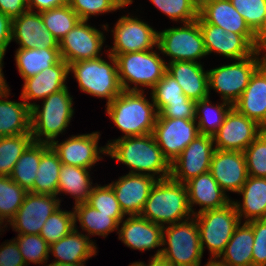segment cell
I'll list each match as a JSON object with an SVG mask.
<instances>
[{
  "label": "cell",
  "mask_w": 266,
  "mask_h": 266,
  "mask_svg": "<svg viewBox=\"0 0 266 266\" xmlns=\"http://www.w3.org/2000/svg\"><path fill=\"white\" fill-rule=\"evenodd\" d=\"M100 132L72 135L67 140H54L50 146L58 154L62 164L91 169L102 156L107 154V146L98 147Z\"/></svg>",
  "instance_id": "e0dca14e"
},
{
  "label": "cell",
  "mask_w": 266,
  "mask_h": 266,
  "mask_svg": "<svg viewBox=\"0 0 266 266\" xmlns=\"http://www.w3.org/2000/svg\"><path fill=\"white\" fill-rule=\"evenodd\" d=\"M140 215L163 227L190 219L186 185L171 177L157 180Z\"/></svg>",
  "instance_id": "7a4b0ae2"
},
{
  "label": "cell",
  "mask_w": 266,
  "mask_h": 266,
  "mask_svg": "<svg viewBox=\"0 0 266 266\" xmlns=\"http://www.w3.org/2000/svg\"><path fill=\"white\" fill-rule=\"evenodd\" d=\"M61 161L58 154L49 146L42 154L40 165L34 179L33 191L35 194L57 196V185Z\"/></svg>",
  "instance_id": "d590c367"
},
{
  "label": "cell",
  "mask_w": 266,
  "mask_h": 266,
  "mask_svg": "<svg viewBox=\"0 0 266 266\" xmlns=\"http://www.w3.org/2000/svg\"><path fill=\"white\" fill-rule=\"evenodd\" d=\"M28 11L27 0H0V12L14 19Z\"/></svg>",
  "instance_id": "f5cc1de1"
},
{
  "label": "cell",
  "mask_w": 266,
  "mask_h": 266,
  "mask_svg": "<svg viewBox=\"0 0 266 266\" xmlns=\"http://www.w3.org/2000/svg\"><path fill=\"white\" fill-rule=\"evenodd\" d=\"M68 4L79 19L85 21H88L91 15H100L122 8L115 0H69Z\"/></svg>",
  "instance_id": "c3c4849f"
},
{
  "label": "cell",
  "mask_w": 266,
  "mask_h": 266,
  "mask_svg": "<svg viewBox=\"0 0 266 266\" xmlns=\"http://www.w3.org/2000/svg\"><path fill=\"white\" fill-rule=\"evenodd\" d=\"M12 40L22 49L59 48V41L44 26L41 14L29 10L12 19Z\"/></svg>",
  "instance_id": "7402d4cb"
},
{
  "label": "cell",
  "mask_w": 266,
  "mask_h": 266,
  "mask_svg": "<svg viewBox=\"0 0 266 266\" xmlns=\"http://www.w3.org/2000/svg\"><path fill=\"white\" fill-rule=\"evenodd\" d=\"M198 16L208 24L223 28L225 32L243 35L257 50L266 47L251 31L230 0H208L199 6Z\"/></svg>",
  "instance_id": "ac0fdd59"
},
{
  "label": "cell",
  "mask_w": 266,
  "mask_h": 266,
  "mask_svg": "<svg viewBox=\"0 0 266 266\" xmlns=\"http://www.w3.org/2000/svg\"><path fill=\"white\" fill-rule=\"evenodd\" d=\"M30 110L24 101L0 99V138L31 134Z\"/></svg>",
  "instance_id": "4dcf8cb0"
},
{
  "label": "cell",
  "mask_w": 266,
  "mask_h": 266,
  "mask_svg": "<svg viewBox=\"0 0 266 266\" xmlns=\"http://www.w3.org/2000/svg\"><path fill=\"white\" fill-rule=\"evenodd\" d=\"M150 103L143 91L123 90L110 103L106 112L124 136H142L153 133L157 110L153 100Z\"/></svg>",
  "instance_id": "3957f363"
},
{
  "label": "cell",
  "mask_w": 266,
  "mask_h": 266,
  "mask_svg": "<svg viewBox=\"0 0 266 266\" xmlns=\"http://www.w3.org/2000/svg\"><path fill=\"white\" fill-rule=\"evenodd\" d=\"M156 48L163 55L171 58L169 62H198V59L207 55L197 19L183 23L182 27H172L159 31Z\"/></svg>",
  "instance_id": "30bf717a"
},
{
  "label": "cell",
  "mask_w": 266,
  "mask_h": 266,
  "mask_svg": "<svg viewBox=\"0 0 266 266\" xmlns=\"http://www.w3.org/2000/svg\"><path fill=\"white\" fill-rule=\"evenodd\" d=\"M69 64L63 59L49 68L30 78L24 79L20 98L31 108L33 103L28 100L45 99L50 94L67 87Z\"/></svg>",
  "instance_id": "cb8c5ba5"
},
{
  "label": "cell",
  "mask_w": 266,
  "mask_h": 266,
  "mask_svg": "<svg viewBox=\"0 0 266 266\" xmlns=\"http://www.w3.org/2000/svg\"><path fill=\"white\" fill-rule=\"evenodd\" d=\"M121 223V229H118L117 233L119 240L127 247L143 252L163 246V226L155 224L141 215L129 216Z\"/></svg>",
  "instance_id": "603a6c76"
},
{
  "label": "cell",
  "mask_w": 266,
  "mask_h": 266,
  "mask_svg": "<svg viewBox=\"0 0 266 266\" xmlns=\"http://www.w3.org/2000/svg\"><path fill=\"white\" fill-rule=\"evenodd\" d=\"M209 172L225 193H238L248 178L244 153L216 149Z\"/></svg>",
  "instance_id": "44dd1931"
},
{
  "label": "cell",
  "mask_w": 266,
  "mask_h": 266,
  "mask_svg": "<svg viewBox=\"0 0 266 266\" xmlns=\"http://www.w3.org/2000/svg\"><path fill=\"white\" fill-rule=\"evenodd\" d=\"M248 176L266 178V129L243 151Z\"/></svg>",
  "instance_id": "7dc6e473"
},
{
  "label": "cell",
  "mask_w": 266,
  "mask_h": 266,
  "mask_svg": "<svg viewBox=\"0 0 266 266\" xmlns=\"http://www.w3.org/2000/svg\"><path fill=\"white\" fill-rule=\"evenodd\" d=\"M61 60L59 48H18L15 53L16 66L23 79L35 76Z\"/></svg>",
  "instance_id": "1f68e13d"
},
{
  "label": "cell",
  "mask_w": 266,
  "mask_h": 266,
  "mask_svg": "<svg viewBox=\"0 0 266 266\" xmlns=\"http://www.w3.org/2000/svg\"><path fill=\"white\" fill-rule=\"evenodd\" d=\"M108 57L110 63L99 57L69 64V73L74 74L80 90L98 98H106V104L123 91L116 59L109 53Z\"/></svg>",
  "instance_id": "5b68a950"
},
{
  "label": "cell",
  "mask_w": 266,
  "mask_h": 266,
  "mask_svg": "<svg viewBox=\"0 0 266 266\" xmlns=\"http://www.w3.org/2000/svg\"><path fill=\"white\" fill-rule=\"evenodd\" d=\"M75 229L74 212L62 211L60 207L45 221L40 236L49 244H53Z\"/></svg>",
  "instance_id": "b9f144b4"
},
{
  "label": "cell",
  "mask_w": 266,
  "mask_h": 266,
  "mask_svg": "<svg viewBox=\"0 0 266 266\" xmlns=\"http://www.w3.org/2000/svg\"><path fill=\"white\" fill-rule=\"evenodd\" d=\"M219 105H211L209 97L196 101L195 119H198L197 125L199 133L213 137L224 123L225 117L232 104L222 101Z\"/></svg>",
  "instance_id": "8d00e7d4"
},
{
  "label": "cell",
  "mask_w": 266,
  "mask_h": 266,
  "mask_svg": "<svg viewBox=\"0 0 266 266\" xmlns=\"http://www.w3.org/2000/svg\"><path fill=\"white\" fill-rule=\"evenodd\" d=\"M238 194L242 195L243 202H232L240 221L242 217L245 222L266 219V178L248 176Z\"/></svg>",
  "instance_id": "f1b7e54d"
},
{
  "label": "cell",
  "mask_w": 266,
  "mask_h": 266,
  "mask_svg": "<svg viewBox=\"0 0 266 266\" xmlns=\"http://www.w3.org/2000/svg\"><path fill=\"white\" fill-rule=\"evenodd\" d=\"M207 55L218 53L233 60L253 55L257 49L241 34L225 32L221 27L204 22L198 16Z\"/></svg>",
  "instance_id": "ffe728a7"
},
{
  "label": "cell",
  "mask_w": 266,
  "mask_h": 266,
  "mask_svg": "<svg viewBox=\"0 0 266 266\" xmlns=\"http://www.w3.org/2000/svg\"><path fill=\"white\" fill-rule=\"evenodd\" d=\"M152 134L170 164L200 135L196 119L180 118H157Z\"/></svg>",
  "instance_id": "8fae6325"
},
{
  "label": "cell",
  "mask_w": 266,
  "mask_h": 266,
  "mask_svg": "<svg viewBox=\"0 0 266 266\" xmlns=\"http://www.w3.org/2000/svg\"><path fill=\"white\" fill-rule=\"evenodd\" d=\"M3 58L0 56V98L7 99V97L10 94V89L6 83V80L4 78V75L2 73V68H3Z\"/></svg>",
  "instance_id": "9f6ffc18"
},
{
  "label": "cell",
  "mask_w": 266,
  "mask_h": 266,
  "mask_svg": "<svg viewBox=\"0 0 266 266\" xmlns=\"http://www.w3.org/2000/svg\"><path fill=\"white\" fill-rule=\"evenodd\" d=\"M68 1L69 0H27V4L29 11H34L33 9H37L35 12L40 13L52 8L66 5L68 4Z\"/></svg>",
  "instance_id": "11a10c76"
},
{
  "label": "cell",
  "mask_w": 266,
  "mask_h": 266,
  "mask_svg": "<svg viewBox=\"0 0 266 266\" xmlns=\"http://www.w3.org/2000/svg\"><path fill=\"white\" fill-rule=\"evenodd\" d=\"M262 50L265 51L266 47L235 63L207 70L209 93L214 89L221 95V100L234 105L248 86L251 76L266 61V53L259 58Z\"/></svg>",
  "instance_id": "9c48e42d"
},
{
  "label": "cell",
  "mask_w": 266,
  "mask_h": 266,
  "mask_svg": "<svg viewBox=\"0 0 266 266\" xmlns=\"http://www.w3.org/2000/svg\"><path fill=\"white\" fill-rule=\"evenodd\" d=\"M12 41V19L0 12V56L4 57Z\"/></svg>",
  "instance_id": "db71d44e"
},
{
  "label": "cell",
  "mask_w": 266,
  "mask_h": 266,
  "mask_svg": "<svg viewBox=\"0 0 266 266\" xmlns=\"http://www.w3.org/2000/svg\"><path fill=\"white\" fill-rule=\"evenodd\" d=\"M61 200L53 195L27 192L22 205L8 223L18 235L40 234L45 221L60 207Z\"/></svg>",
  "instance_id": "2e32d148"
},
{
  "label": "cell",
  "mask_w": 266,
  "mask_h": 266,
  "mask_svg": "<svg viewBox=\"0 0 266 266\" xmlns=\"http://www.w3.org/2000/svg\"><path fill=\"white\" fill-rule=\"evenodd\" d=\"M162 245L153 257L161 256L174 266H201L203 252L195 217L164 226Z\"/></svg>",
  "instance_id": "8992f818"
},
{
  "label": "cell",
  "mask_w": 266,
  "mask_h": 266,
  "mask_svg": "<svg viewBox=\"0 0 266 266\" xmlns=\"http://www.w3.org/2000/svg\"><path fill=\"white\" fill-rule=\"evenodd\" d=\"M195 1V3L198 5V6H200L202 3H204V2H206V1H208V0H194Z\"/></svg>",
  "instance_id": "be15d7a7"
},
{
  "label": "cell",
  "mask_w": 266,
  "mask_h": 266,
  "mask_svg": "<svg viewBox=\"0 0 266 266\" xmlns=\"http://www.w3.org/2000/svg\"><path fill=\"white\" fill-rule=\"evenodd\" d=\"M85 263H76V264H66V263H57V262H52L48 265L45 266H86L84 265Z\"/></svg>",
  "instance_id": "680465c9"
},
{
  "label": "cell",
  "mask_w": 266,
  "mask_h": 266,
  "mask_svg": "<svg viewBox=\"0 0 266 266\" xmlns=\"http://www.w3.org/2000/svg\"><path fill=\"white\" fill-rule=\"evenodd\" d=\"M87 203L101 213L111 214V217H113L119 225L125 218L115 193L109 184L104 186H93Z\"/></svg>",
  "instance_id": "ee69618b"
},
{
  "label": "cell",
  "mask_w": 266,
  "mask_h": 266,
  "mask_svg": "<svg viewBox=\"0 0 266 266\" xmlns=\"http://www.w3.org/2000/svg\"><path fill=\"white\" fill-rule=\"evenodd\" d=\"M148 266H174L170 262L163 259L161 256L159 257H151Z\"/></svg>",
  "instance_id": "6f0895ef"
},
{
  "label": "cell",
  "mask_w": 266,
  "mask_h": 266,
  "mask_svg": "<svg viewBox=\"0 0 266 266\" xmlns=\"http://www.w3.org/2000/svg\"><path fill=\"white\" fill-rule=\"evenodd\" d=\"M14 240L19 246L26 266L30 262L34 264H47L50 245L39 234L17 235Z\"/></svg>",
  "instance_id": "7bdbcfd3"
},
{
  "label": "cell",
  "mask_w": 266,
  "mask_h": 266,
  "mask_svg": "<svg viewBox=\"0 0 266 266\" xmlns=\"http://www.w3.org/2000/svg\"><path fill=\"white\" fill-rule=\"evenodd\" d=\"M251 31L266 45V0H230Z\"/></svg>",
  "instance_id": "74e56055"
},
{
  "label": "cell",
  "mask_w": 266,
  "mask_h": 266,
  "mask_svg": "<svg viewBox=\"0 0 266 266\" xmlns=\"http://www.w3.org/2000/svg\"><path fill=\"white\" fill-rule=\"evenodd\" d=\"M89 171L83 167L62 164L59 172L57 196L61 193L70 194L75 199V205L87 202L93 188Z\"/></svg>",
  "instance_id": "d6a6232c"
},
{
  "label": "cell",
  "mask_w": 266,
  "mask_h": 266,
  "mask_svg": "<svg viewBox=\"0 0 266 266\" xmlns=\"http://www.w3.org/2000/svg\"><path fill=\"white\" fill-rule=\"evenodd\" d=\"M157 178L128 173L110 183L124 215H140Z\"/></svg>",
  "instance_id": "d6986e66"
},
{
  "label": "cell",
  "mask_w": 266,
  "mask_h": 266,
  "mask_svg": "<svg viewBox=\"0 0 266 266\" xmlns=\"http://www.w3.org/2000/svg\"><path fill=\"white\" fill-rule=\"evenodd\" d=\"M74 221L80 222L81 229L89 235L106 237L109 233L119 229V223L111 217V214H104L97 211L87 202L74 205Z\"/></svg>",
  "instance_id": "e575fe53"
},
{
  "label": "cell",
  "mask_w": 266,
  "mask_h": 266,
  "mask_svg": "<svg viewBox=\"0 0 266 266\" xmlns=\"http://www.w3.org/2000/svg\"><path fill=\"white\" fill-rule=\"evenodd\" d=\"M111 141L106 144L107 155L127 165L129 173L150 175L158 180L170 177L171 164L163 156L152 133L122 136Z\"/></svg>",
  "instance_id": "6da1fadb"
},
{
  "label": "cell",
  "mask_w": 266,
  "mask_h": 266,
  "mask_svg": "<svg viewBox=\"0 0 266 266\" xmlns=\"http://www.w3.org/2000/svg\"><path fill=\"white\" fill-rule=\"evenodd\" d=\"M188 192V202L193 215V206L199 205L201 208L198 213L210 210L219 209L226 206L232 200L222 190L210 172L194 177L185 183Z\"/></svg>",
  "instance_id": "484cf974"
},
{
  "label": "cell",
  "mask_w": 266,
  "mask_h": 266,
  "mask_svg": "<svg viewBox=\"0 0 266 266\" xmlns=\"http://www.w3.org/2000/svg\"><path fill=\"white\" fill-rule=\"evenodd\" d=\"M111 32L114 46L107 51L110 55L148 51L157 46L158 31L137 17L122 16Z\"/></svg>",
  "instance_id": "7c38bea8"
},
{
  "label": "cell",
  "mask_w": 266,
  "mask_h": 266,
  "mask_svg": "<svg viewBox=\"0 0 266 266\" xmlns=\"http://www.w3.org/2000/svg\"><path fill=\"white\" fill-rule=\"evenodd\" d=\"M253 230V266H266V219L247 222Z\"/></svg>",
  "instance_id": "681fc988"
},
{
  "label": "cell",
  "mask_w": 266,
  "mask_h": 266,
  "mask_svg": "<svg viewBox=\"0 0 266 266\" xmlns=\"http://www.w3.org/2000/svg\"><path fill=\"white\" fill-rule=\"evenodd\" d=\"M213 146V137L198 135L171 163L170 177L185 184L190 179L209 172L211 159L216 150Z\"/></svg>",
  "instance_id": "4fadbf2b"
},
{
  "label": "cell",
  "mask_w": 266,
  "mask_h": 266,
  "mask_svg": "<svg viewBox=\"0 0 266 266\" xmlns=\"http://www.w3.org/2000/svg\"><path fill=\"white\" fill-rule=\"evenodd\" d=\"M2 224H3V222L0 220V230H3V229H1V228H3Z\"/></svg>",
  "instance_id": "e7e4bbea"
},
{
  "label": "cell",
  "mask_w": 266,
  "mask_h": 266,
  "mask_svg": "<svg viewBox=\"0 0 266 266\" xmlns=\"http://www.w3.org/2000/svg\"><path fill=\"white\" fill-rule=\"evenodd\" d=\"M264 128L232 107L213 136L215 149L243 152Z\"/></svg>",
  "instance_id": "9a60e30c"
},
{
  "label": "cell",
  "mask_w": 266,
  "mask_h": 266,
  "mask_svg": "<svg viewBox=\"0 0 266 266\" xmlns=\"http://www.w3.org/2000/svg\"><path fill=\"white\" fill-rule=\"evenodd\" d=\"M104 33L80 20L64 38L59 41L61 57L68 64L80 60L96 59L104 43Z\"/></svg>",
  "instance_id": "5bb4252c"
},
{
  "label": "cell",
  "mask_w": 266,
  "mask_h": 266,
  "mask_svg": "<svg viewBox=\"0 0 266 266\" xmlns=\"http://www.w3.org/2000/svg\"><path fill=\"white\" fill-rule=\"evenodd\" d=\"M44 26L60 41L80 21L69 4L40 12Z\"/></svg>",
  "instance_id": "f35d334b"
},
{
  "label": "cell",
  "mask_w": 266,
  "mask_h": 266,
  "mask_svg": "<svg viewBox=\"0 0 266 266\" xmlns=\"http://www.w3.org/2000/svg\"><path fill=\"white\" fill-rule=\"evenodd\" d=\"M50 146L48 143L32 142L13 167L10 178L26 192L33 191L34 179L40 165L41 154Z\"/></svg>",
  "instance_id": "836d02e7"
},
{
  "label": "cell",
  "mask_w": 266,
  "mask_h": 266,
  "mask_svg": "<svg viewBox=\"0 0 266 266\" xmlns=\"http://www.w3.org/2000/svg\"><path fill=\"white\" fill-rule=\"evenodd\" d=\"M121 7H125L133 3V0H115Z\"/></svg>",
  "instance_id": "91938a15"
},
{
  "label": "cell",
  "mask_w": 266,
  "mask_h": 266,
  "mask_svg": "<svg viewBox=\"0 0 266 266\" xmlns=\"http://www.w3.org/2000/svg\"><path fill=\"white\" fill-rule=\"evenodd\" d=\"M32 142V134L0 138V176H10L14 165Z\"/></svg>",
  "instance_id": "ab89813d"
},
{
  "label": "cell",
  "mask_w": 266,
  "mask_h": 266,
  "mask_svg": "<svg viewBox=\"0 0 266 266\" xmlns=\"http://www.w3.org/2000/svg\"><path fill=\"white\" fill-rule=\"evenodd\" d=\"M173 21L188 23L198 19L199 6L194 0H150Z\"/></svg>",
  "instance_id": "bcb514c9"
},
{
  "label": "cell",
  "mask_w": 266,
  "mask_h": 266,
  "mask_svg": "<svg viewBox=\"0 0 266 266\" xmlns=\"http://www.w3.org/2000/svg\"><path fill=\"white\" fill-rule=\"evenodd\" d=\"M151 99L155 104L157 113H159L169 102L190 100L178 82L168 72L151 89Z\"/></svg>",
  "instance_id": "f6af8a7d"
},
{
  "label": "cell",
  "mask_w": 266,
  "mask_h": 266,
  "mask_svg": "<svg viewBox=\"0 0 266 266\" xmlns=\"http://www.w3.org/2000/svg\"><path fill=\"white\" fill-rule=\"evenodd\" d=\"M233 107L266 129V61L251 76Z\"/></svg>",
  "instance_id": "d4e9b609"
},
{
  "label": "cell",
  "mask_w": 266,
  "mask_h": 266,
  "mask_svg": "<svg viewBox=\"0 0 266 266\" xmlns=\"http://www.w3.org/2000/svg\"><path fill=\"white\" fill-rule=\"evenodd\" d=\"M72 99L66 87L47 96L43 100L41 110L40 105L33 103L30 120L34 142L51 144L65 131L74 114Z\"/></svg>",
  "instance_id": "277c9868"
},
{
  "label": "cell",
  "mask_w": 266,
  "mask_h": 266,
  "mask_svg": "<svg viewBox=\"0 0 266 266\" xmlns=\"http://www.w3.org/2000/svg\"><path fill=\"white\" fill-rule=\"evenodd\" d=\"M196 101L193 99L169 102L157 115V118L195 119Z\"/></svg>",
  "instance_id": "f907efd6"
},
{
  "label": "cell",
  "mask_w": 266,
  "mask_h": 266,
  "mask_svg": "<svg viewBox=\"0 0 266 266\" xmlns=\"http://www.w3.org/2000/svg\"><path fill=\"white\" fill-rule=\"evenodd\" d=\"M2 246V247H1ZM0 246V266H26L17 242L13 239Z\"/></svg>",
  "instance_id": "816d5d0a"
},
{
  "label": "cell",
  "mask_w": 266,
  "mask_h": 266,
  "mask_svg": "<svg viewBox=\"0 0 266 266\" xmlns=\"http://www.w3.org/2000/svg\"><path fill=\"white\" fill-rule=\"evenodd\" d=\"M26 191L9 176H0V220L10 222L23 203ZM7 220V221H6Z\"/></svg>",
  "instance_id": "60d3db41"
},
{
  "label": "cell",
  "mask_w": 266,
  "mask_h": 266,
  "mask_svg": "<svg viewBox=\"0 0 266 266\" xmlns=\"http://www.w3.org/2000/svg\"><path fill=\"white\" fill-rule=\"evenodd\" d=\"M253 242L252 227L247 222L241 226L240 222L220 255V260L216 261L222 266H253Z\"/></svg>",
  "instance_id": "f546056e"
},
{
  "label": "cell",
  "mask_w": 266,
  "mask_h": 266,
  "mask_svg": "<svg viewBox=\"0 0 266 266\" xmlns=\"http://www.w3.org/2000/svg\"><path fill=\"white\" fill-rule=\"evenodd\" d=\"M76 227L75 225L74 230L50 245L49 252L56 258L53 262L85 263L89 258L96 255L97 247L94 242L86 234L79 233Z\"/></svg>",
  "instance_id": "83f0119b"
},
{
  "label": "cell",
  "mask_w": 266,
  "mask_h": 266,
  "mask_svg": "<svg viewBox=\"0 0 266 266\" xmlns=\"http://www.w3.org/2000/svg\"><path fill=\"white\" fill-rule=\"evenodd\" d=\"M204 266H222L217 261L209 260Z\"/></svg>",
  "instance_id": "94428289"
},
{
  "label": "cell",
  "mask_w": 266,
  "mask_h": 266,
  "mask_svg": "<svg viewBox=\"0 0 266 266\" xmlns=\"http://www.w3.org/2000/svg\"><path fill=\"white\" fill-rule=\"evenodd\" d=\"M194 217L199 229L202 252L206 245L212 256L210 260L216 261L241 222L236 207L231 201L222 208L196 213Z\"/></svg>",
  "instance_id": "ba28073f"
},
{
  "label": "cell",
  "mask_w": 266,
  "mask_h": 266,
  "mask_svg": "<svg viewBox=\"0 0 266 266\" xmlns=\"http://www.w3.org/2000/svg\"><path fill=\"white\" fill-rule=\"evenodd\" d=\"M113 56L121 87L125 91H143L139 85L152 89L167 72L166 62L153 49ZM129 82L134 85L132 88Z\"/></svg>",
  "instance_id": "52a82bcc"
},
{
  "label": "cell",
  "mask_w": 266,
  "mask_h": 266,
  "mask_svg": "<svg viewBox=\"0 0 266 266\" xmlns=\"http://www.w3.org/2000/svg\"><path fill=\"white\" fill-rule=\"evenodd\" d=\"M167 72L174 77L188 98L198 101L210 97L208 71L204 70L200 61L169 62Z\"/></svg>",
  "instance_id": "4316f807"
},
{
  "label": "cell",
  "mask_w": 266,
  "mask_h": 266,
  "mask_svg": "<svg viewBox=\"0 0 266 266\" xmlns=\"http://www.w3.org/2000/svg\"><path fill=\"white\" fill-rule=\"evenodd\" d=\"M128 266H148V265L144 264V262H134Z\"/></svg>",
  "instance_id": "6125c7cd"
}]
</instances>
